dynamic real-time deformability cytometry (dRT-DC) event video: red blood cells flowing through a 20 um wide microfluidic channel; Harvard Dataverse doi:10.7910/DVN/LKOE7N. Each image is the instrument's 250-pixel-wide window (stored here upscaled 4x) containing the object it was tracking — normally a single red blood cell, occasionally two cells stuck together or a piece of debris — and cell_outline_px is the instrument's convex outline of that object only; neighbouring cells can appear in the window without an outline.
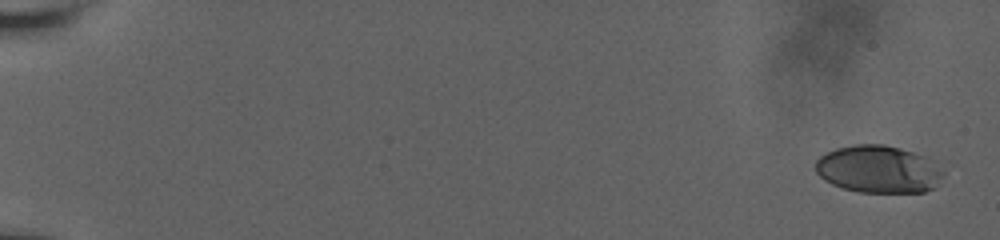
{"species": "human", "species_latin": "Homo sapiens", "temperature_condition": "room temperature", "stored_images_in_passage": 57, "camera_frame_rate_fps": 3000, "um_per_image_px": 0.085, "donor": {"sex": "male"}, "frame": {"image": 1, "passage_image": 1, "time_ms": 0.0, "image_size_px": [1000, 240], "cell_outline_px": [[944, 172], [932, 188], [924, 192], [860, 192], [844, 188], [832, 184], [824, 180], [816, 172], [816, 160], [820, 156], [836, 148], [856, 144], [884, 144], [900, 148], [924, 156]], "centroid_in_image_um": [74.61, 14.38], "position_along_channel_um": 10.4, "area_um2": 34.85}}
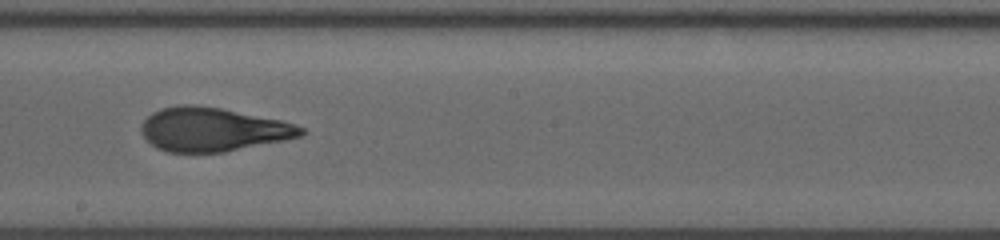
{"frame": {"image": 2, "passage_image": 35, "time_ms": 11.333, "image_size_px": [1000, 240], "cell_outline_px": [[308, 132], [300, 136], [284, 140], [224, 152], [168, 152], [156, 148], [140, 132], [140, 128], [144, 120], [152, 112], [160, 108], [180, 104], [192, 104], [220, 108], [280, 120], [304, 128]], "centroid_in_image_um": [18.05, 11.0], "position_along_channel_um": 230.1, "area_um2": 40.58}}
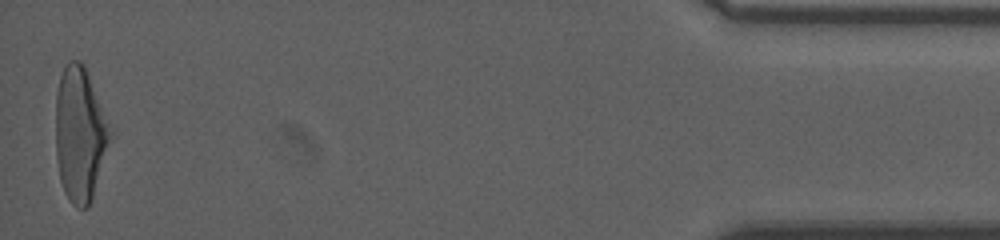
{"frame": {"image": 3, "passage_image": 57, "time_ms": 18.667, "image_size_px": [1000, 240], "cell_outline_px": [[116, 136], [92, 200], [88, 208], [76, 208], [72, 204], [64, 192], [60, 180], [56, 156], [56, 92], [60, 76], [68, 60], [80, 60], [84, 64], [116, 128]], "centroid_in_image_um": [6.91, 11.4], "position_along_channel_um": 428.3, "area_um2": 45.14}, "authors_computed_cell_mechanics": {"area_um2": 40.4022, "velocity_mm_per_s": 3.7829, "shape_relaxation_time_tau1_ms": 6.9305, "shape_relaxation_time_tau2_ms": 1.0489, "deformation_change_tau1": 0.241, "deformation_change_tau2": 0.0838}}